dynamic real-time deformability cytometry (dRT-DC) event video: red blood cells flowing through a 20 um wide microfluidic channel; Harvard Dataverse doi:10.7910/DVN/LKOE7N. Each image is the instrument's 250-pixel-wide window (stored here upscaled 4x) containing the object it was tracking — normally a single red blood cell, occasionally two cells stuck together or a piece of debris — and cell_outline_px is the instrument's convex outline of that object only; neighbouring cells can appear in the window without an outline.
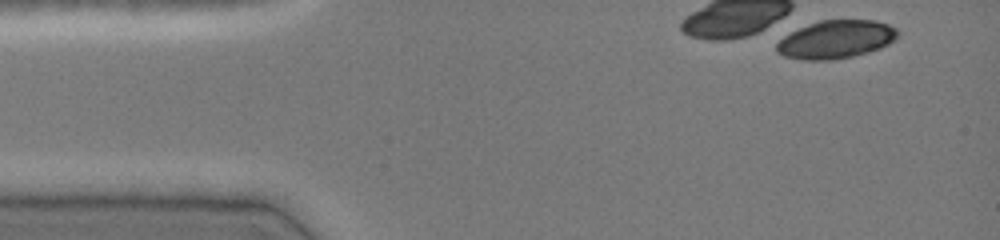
{"species": "common noctule bat (a hibernating species)", "species_latin": "Nyctalus noctula", "temperature_condition": "cold", "stored_images_in_passage": 2, "camera_frame_rate_fps": 3000, "um_per_image_px": 0.085, "animal": {"sex": "female", "body_mass_g": 19.0, "forearm_length_mm": 51.5}, "frame": {"image": 1, "passage_image": 1, "time_ms": 0.0, "image_size_px": [1000, 240], "cell_outline_px": [[900, 32], [896, 40], [880, 48], [868, 52], [852, 56], [832, 60], [800, 60], [784, 56], [776, 52], [776, 36], [808, 24], [820, 20], [876, 20], [888, 24], [896, 28]], "centroid_in_image_um": [70.99, 3.35], "position_along_channel_um": 14.0, "area_um2": 27.57}}